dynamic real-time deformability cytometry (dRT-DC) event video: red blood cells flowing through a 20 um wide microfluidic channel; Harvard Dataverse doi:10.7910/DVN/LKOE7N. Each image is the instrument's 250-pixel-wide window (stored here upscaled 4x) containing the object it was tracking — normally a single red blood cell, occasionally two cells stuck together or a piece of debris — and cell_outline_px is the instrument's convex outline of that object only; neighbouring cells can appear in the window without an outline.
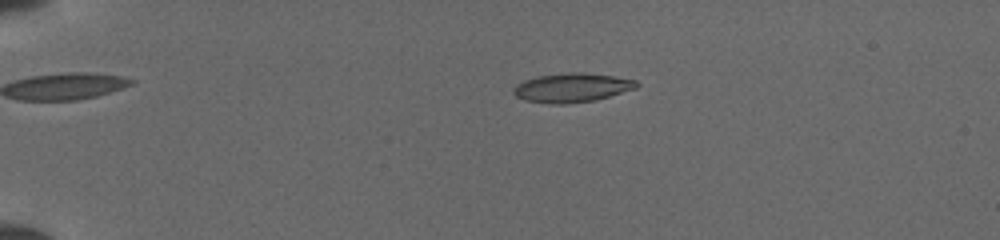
{"species": "common noctule bat (a hibernating species)", "species_latin": "Nyctalus noctula", "temperature_condition": "cold", "stored_images_in_passage": 51, "camera_frame_rate_fps": 3000, "um_per_image_px": 0.085, "animal": {"sex": "female", "body_mass_g": 19.5, "forearm_length_mm": 54.1}, "frame": {"image": 1, "passage_image": 13, "time_ms": 4.0, "image_size_px": [1000, 240], "cell_outline_px": [[640, 84], [636, 88], [596, 100], [564, 104], [556, 104], [524, 100], [516, 96], [512, 92], [512, 88], [516, 84], [540, 76], [568, 72], [584, 72], [612, 76], [636, 80]], "centroid_in_image_um": [48.62, 7.45], "position_along_channel_um": 36.4, "area_um2": 20.69}}
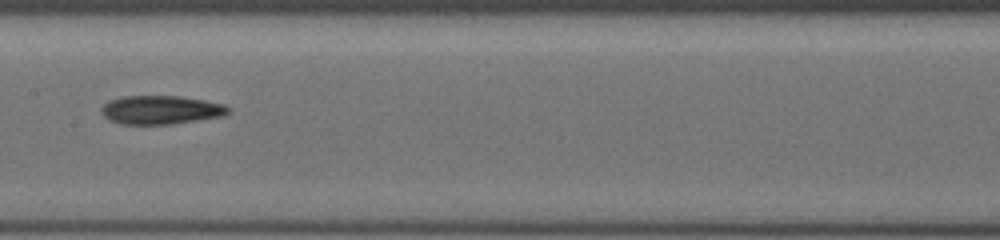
{"frame": {"image": 2, "passage_image": 29, "time_ms": 9.333, "image_size_px": [1000, 240], "cell_outline_px": [[228, 112], [220, 116], [172, 124], [124, 124], [108, 120], [104, 116], [100, 108], [104, 104], [112, 100], [124, 96], [180, 96], [204, 100], [224, 104], [228, 108]], "centroid_in_image_um": [13.64, 9.34], "position_along_channel_um": 193.8, "area_um2": 20.87}}
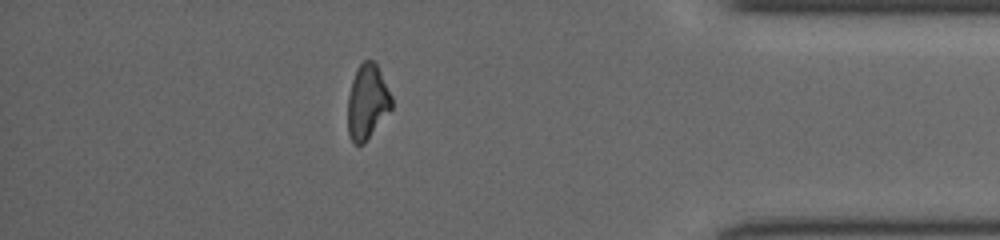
{"frame": {"image": 3, "passage_image": 46, "time_ms": 15.0, "image_size_px": [1000, 240], "cell_outline_px": [[392, 108], [364, 144], [356, 144], [352, 140], [348, 132], [348, 96], [352, 80], [356, 68], [364, 60], [372, 60], [376, 64], [392, 96]], "centroid_in_image_um": [31.21, 8.65], "position_along_channel_um": 404.0, "area_um2": 18.96}}